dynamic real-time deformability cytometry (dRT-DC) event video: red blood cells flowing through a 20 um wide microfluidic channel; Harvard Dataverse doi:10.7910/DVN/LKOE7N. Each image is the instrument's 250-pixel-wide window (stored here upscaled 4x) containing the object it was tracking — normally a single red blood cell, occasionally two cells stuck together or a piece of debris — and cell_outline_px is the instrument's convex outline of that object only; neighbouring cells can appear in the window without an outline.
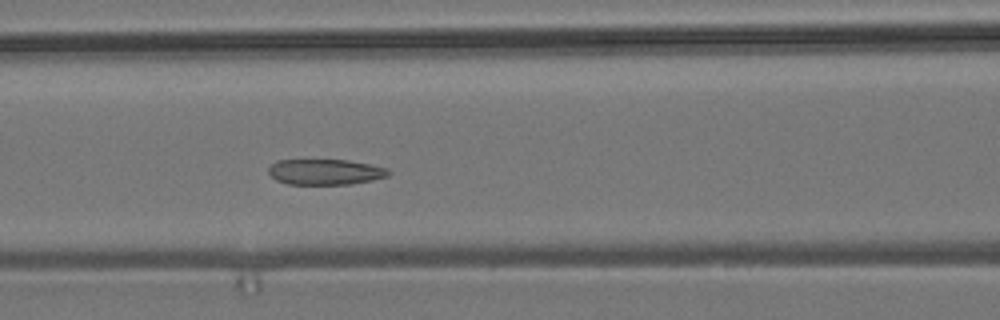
{"species": "common noctule bat (a hibernating species)", "species_latin": "Nyctalus noctula", "temperature_condition": "room temperature", "stored_images_in_passage": 6, "camera_frame_rate_fps": 3000, "um_per_image_px": 0.085, "animal": {"sex": "male", "body_mass_g": 19.2, "forearm_length_mm": 51.8}, "frame": {"image": 1, "passage_image": 6, "time_ms": 1.667, "image_size_px": [1000, 320], "cell_outline_px": [[392, 172], [388, 176], [372, 180], [348, 184], [288, 184], [276, 180], [268, 172], [268, 168], [276, 160], [348, 160], [388, 168]], "centroid_in_image_um": [27.65, 14.61], "position_along_channel_um": 138.9, "area_um2": 17.86}}